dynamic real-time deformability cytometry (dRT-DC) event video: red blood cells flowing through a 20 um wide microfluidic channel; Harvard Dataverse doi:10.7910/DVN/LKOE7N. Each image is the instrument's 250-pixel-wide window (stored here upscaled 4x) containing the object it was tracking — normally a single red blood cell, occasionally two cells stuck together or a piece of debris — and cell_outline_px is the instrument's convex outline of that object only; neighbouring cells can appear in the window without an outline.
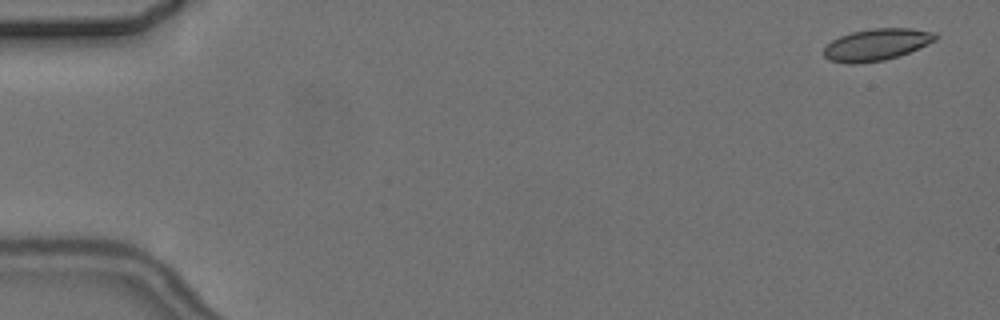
{"species": "common noctule bat (a hibernating species)", "species_latin": "Nyctalus noctula", "temperature_condition": "cold", "stored_images_in_passage": 6, "camera_frame_rate_fps": 3000, "um_per_image_px": 0.085, "animal": {"sex": "female", "body_mass_g": 24.6, "forearm_length_mm": 56.2}, "frame": {"image": 1, "passage_image": 1, "time_ms": 0.0, "image_size_px": [1000, 320], "cell_outline_px": [[940, 36], [936, 40], [928, 44], [908, 52], [884, 60], [856, 64], [848, 64], [828, 60], [824, 56], [824, 48], [832, 40], [840, 36], [852, 32], [872, 28], [912, 28], [936, 32]], "centroid_in_image_um": [74.52, 3.78], "position_along_channel_um": 10.5, "area_um2": 20.75}}
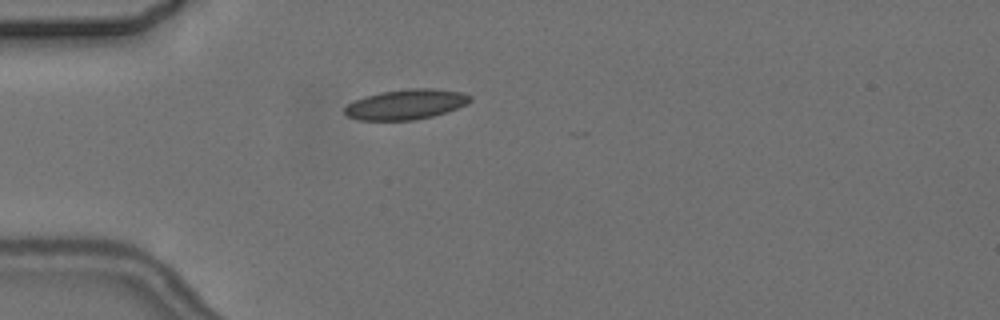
{"frame": {"image": 2, "passage_image": 5, "time_ms": 4.667, "image_size_px": [1000, 320], "cell_outline_px": [[472, 100], [468, 104], [448, 112], [416, 120], [360, 120], [348, 116], [344, 112], [344, 108], [348, 104], [364, 96], [380, 92], [408, 88], [432, 88], [464, 92], [472, 96]], "centroid_in_image_um": [34.56, 8.86], "position_along_channel_um": 50.4, "area_um2": 22.25}}